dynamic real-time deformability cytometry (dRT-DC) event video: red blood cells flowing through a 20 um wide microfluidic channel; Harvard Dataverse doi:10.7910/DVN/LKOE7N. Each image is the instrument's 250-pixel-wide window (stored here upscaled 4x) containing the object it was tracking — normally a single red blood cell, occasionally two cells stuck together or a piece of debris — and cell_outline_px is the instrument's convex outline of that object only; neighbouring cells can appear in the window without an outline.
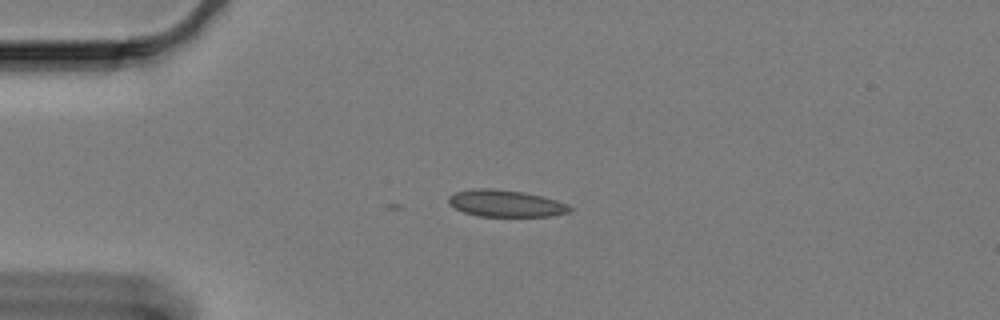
{"species": "Egyptian fruit bat (a non-hibernating species)", "species_latin": "Rousettus aegyptiacus", "temperature_condition": "cold", "stored_images_in_passage": 2, "camera_frame_rate_fps": 3000, "um_per_image_px": 0.085, "animal": {"sex": "female"}, "frame": {"image": 1, "passage_image": 2, "time_ms": 0.333, "image_size_px": [1000, 320], "cell_outline_px": [[572, 212], [552, 216], [480, 216], [464, 212], [448, 204], [448, 196], [456, 192], [472, 188], [492, 188], [524, 192], [556, 200], [568, 204], [572, 208]], "centroid_in_image_um": [42.99, 17.29], "position_along_channel_um": 42.0, "area_um2": 19.02}}